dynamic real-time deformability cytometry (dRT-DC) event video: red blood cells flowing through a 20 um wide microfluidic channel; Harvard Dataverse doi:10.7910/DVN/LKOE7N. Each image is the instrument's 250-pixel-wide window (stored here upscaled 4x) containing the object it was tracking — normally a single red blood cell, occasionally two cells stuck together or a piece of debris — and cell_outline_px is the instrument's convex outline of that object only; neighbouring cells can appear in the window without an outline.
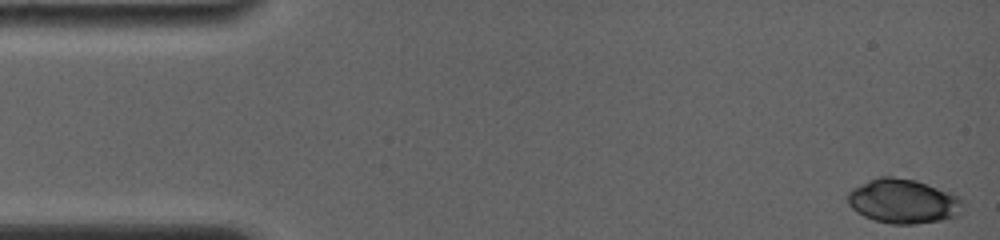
{"species": "common noctule bat (a hibernating species)", "species_latin": "Nyctalus noctula", "temperature_condition": "room temperature", "stored_images_in_passage": 6, "camera_frame_rate_fps": 4000, "um_per_image_px": 0.085, "animal": {"sex": "female", "body_mass_g": 19.0, "forearm_length_mm": 56.7}, "frame": {"image": 1, "passage_image": 1, "time_ms": 0.0, "image_size_px": [1000, 240], "cell_outline_px": [[964, 212], [960, 216], [940, 220], [916, 224], [892, 224], [876, 220], [864, 216], [856, 212], [848, 204], [848, 192], [852, 188], [868, 180], [880, 176], [892, 176], [916, 180], [952, 192], [960, 196], [964, 200]], "centroid_in_image_um": [76.84, 17.1], "position_along_channel_um": 8.2, "area_um2": 30.35}}
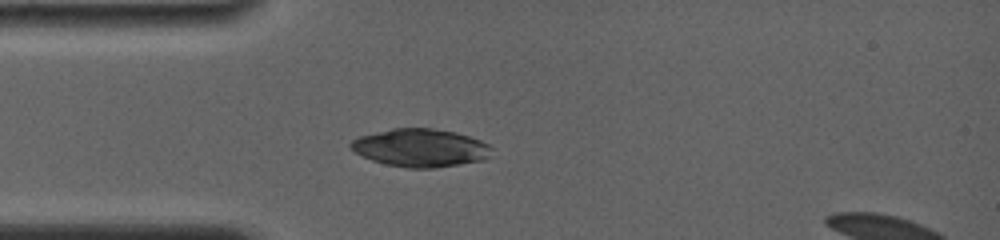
{"frame": {"image": 2, "passage_image": 6, "time_ms": 4.0, "image_size_px": [1000, 240], "cell_outline_px": [[492, 148], [488, 156], [484, 160], [436, 168], [408, 168], [388, 164], [372, 160], [356, 152], [348, 144], [352, 140], [360, 136], [392, 128], [432, 128], [456, 132], [480, 140], [488, 144]], "centroid_in_image_um": [35.75, 12.56], "position_along_channel_um": 49.2, "area_um2": 30.98}}